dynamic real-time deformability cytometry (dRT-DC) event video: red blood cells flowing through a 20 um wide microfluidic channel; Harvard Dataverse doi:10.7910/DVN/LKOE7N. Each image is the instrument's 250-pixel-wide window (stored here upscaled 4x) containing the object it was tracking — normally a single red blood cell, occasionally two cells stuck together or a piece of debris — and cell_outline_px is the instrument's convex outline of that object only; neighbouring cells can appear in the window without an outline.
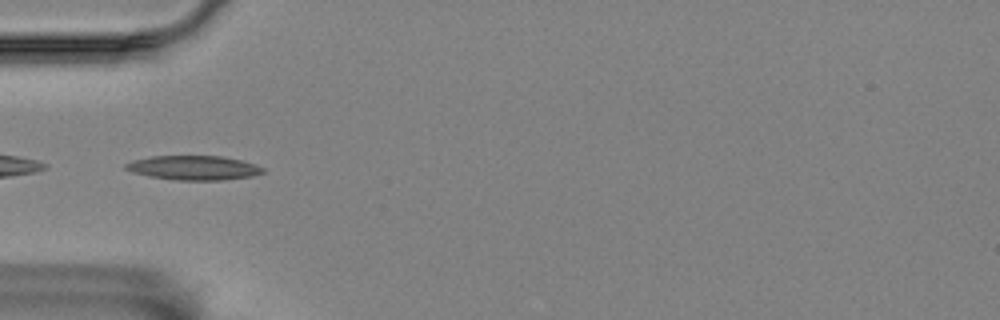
{"species": "Egyptian fruit bat (a non-hibernating species)", "species_latin": "Rousettus aegyptiacus", "temperature_condition": "room temperature", "stored_images_in_passage": 4, "camera_frame_rate_fps": 3000, "um_per_image_px": 0.085, "animal": {"sex": "female"}, "frame": {"image": 1, "passage_image": 4, "time_ms": 1.0, "image_size_px": [1000, 320], "cell_outline_px": [[264, 172], [252, 176], [220, 180], [172, 180], [148, 176], [132, 172], [124, 168], [124, 164], [132, 160], [152, 156], [224, 156], [240, 160], [264, 168]], "centroid_in_image_um": [16.4, 14.26], "position_along_channel_um": 68.6, "area_um2": 19.42}}